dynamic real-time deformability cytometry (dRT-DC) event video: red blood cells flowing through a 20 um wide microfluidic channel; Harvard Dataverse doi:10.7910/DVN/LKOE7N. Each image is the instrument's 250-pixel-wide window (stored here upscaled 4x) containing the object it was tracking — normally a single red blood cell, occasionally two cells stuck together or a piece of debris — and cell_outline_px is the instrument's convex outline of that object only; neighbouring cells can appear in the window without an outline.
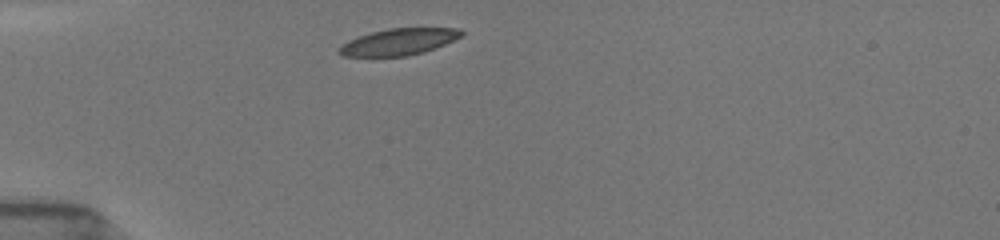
{"species": "common noctule bat (a hibernating species)", "species_latin": "Nyctalus noctula", "temperature_condition": "room temperature", "stored_images_in_passage": 4, "camera_frame_rate_fps": 3000, "um_per_image_px": 0.085, "animal": {"sex": "female", "body_mass_g": 19.5, "forearm_length_mm": 54.1}, "frame": {"image": 1, "passage_image": 1, "time_ms": 0.0, "image_size_px": [1000, 240], "cell_outline_px": [[464, 36], [436, 48], [424, 52], [408, 56], [344, 56], [336, 52], [348, 40], [372, 32], [388, 28], [456, 28], [464, 32]], "centroid_in_image_um": [33.94, 3.55], "position_along_channel_um": 51.1, "area_um2": 18.9}}
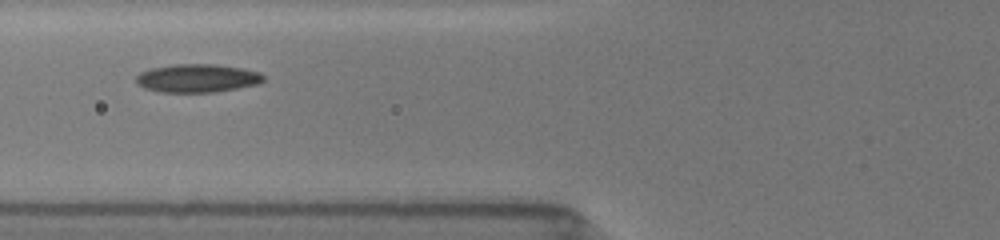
{"frame": {"image": 2, "passage_image": 3, "time_ms": 2.0, "image_size_px": [1000, 240], "cell_outline_px": [[264, 80], [260, 84], [216, 92], [160, 92], [144, 88], [136, 84], [136, 76], [140, 72], [152, 68], [172, 64], [216, 64], [240, 68], [260, 72], [264, 76]], "centroid_in_image_um": [16.77, 6.65], "position_along_channel_um": 109.0, "area_um2": 21.15}}